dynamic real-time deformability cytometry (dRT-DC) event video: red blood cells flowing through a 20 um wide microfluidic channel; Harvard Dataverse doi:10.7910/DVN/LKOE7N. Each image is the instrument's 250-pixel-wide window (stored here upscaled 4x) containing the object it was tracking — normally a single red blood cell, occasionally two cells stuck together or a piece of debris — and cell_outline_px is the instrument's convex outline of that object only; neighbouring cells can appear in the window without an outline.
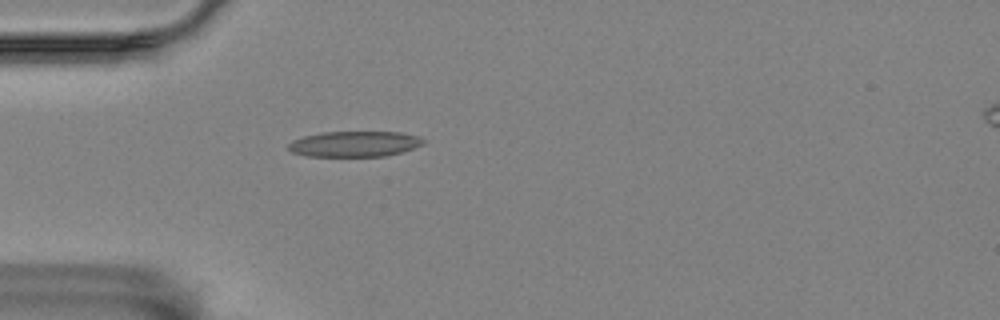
{"species": "Egyptian fruit bat (a non-hibernating species)", "species_latin": "Rousettus aegyptiacus", "temperature_condition": "room temperature", "stored_images_in_passage": 3, "camera_frame_rate_fps": 3000, "um_per_image_px": 0.085, "animal": {"sex": "female"}, "frame": {"image": 1, "passage_image": 3, "time_ms": 2.333, "image_size_px": [1000, 320], "cell_outline_px": [[424, 144], [400, 152], [384, 156], [304, 156], [292, 152], [288, 148], [288, 144], [292, 140], [304, 136], [320, 132], [400, 132], [420, 136], [424, 140]], "centroid_in_image_um": [30.11, 12.23], "position_along_channel_um": 54.9, "area_um2": 20.11}}